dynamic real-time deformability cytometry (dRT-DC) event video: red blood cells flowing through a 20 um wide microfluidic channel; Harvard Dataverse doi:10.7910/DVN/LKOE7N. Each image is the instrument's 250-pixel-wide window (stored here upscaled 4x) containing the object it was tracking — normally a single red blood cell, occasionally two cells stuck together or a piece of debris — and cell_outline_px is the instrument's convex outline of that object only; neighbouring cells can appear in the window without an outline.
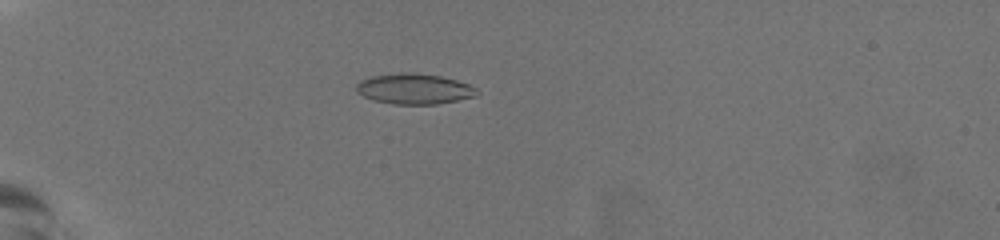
{"species": "common noctule bat (a hibernating species)", "species_latin": "Nyctalus noctula", "temperature_condition": "warm", "stored_images_in_passage": 43, "camera_frame_rate_fps": 3000, "um_per_image_px": 0.085, "animal": {"sex": "female", "body_mass_g": 19.5, "forearm_length_mm": 54.1}, "frame": {"image": 1, "passage_image": 4, "time_ms": 1.0, "image_size_px": [1000, 240], "cell_outline_px": [[480, 92], [476, 96], [436, 104], [392, 104], [372, 100], [356, 92], [356, 84], [360, 80], [372, 76], [400, 72], [416, 72], [440, 76], [456, 80], [468, 84], [476, 88]], "centroid_in_image_um": [35.19, 7.55], "position_along_channel_um": 49.8, "area_um2": 21.56}}
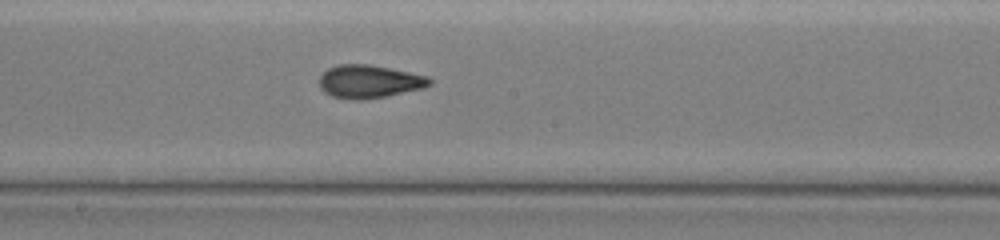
{"frame": {"image": 2, "passage_image": 20, "time_ms": 6.333, "image_size_px": [1000, 240], "cell_outline_px": [[432, 84], [424, 88], [388, 96], [360, 100], [348, 100], [332, 96], [324, 92], [320, 88], [320, 76], [328, 68], [340, 64], [368, 64], [428, 76], [432, 80]], "centroid_in_image_um": [31.39, 6.94], "position_along_channel_um": 216.8, "area_um2": 21.33}}
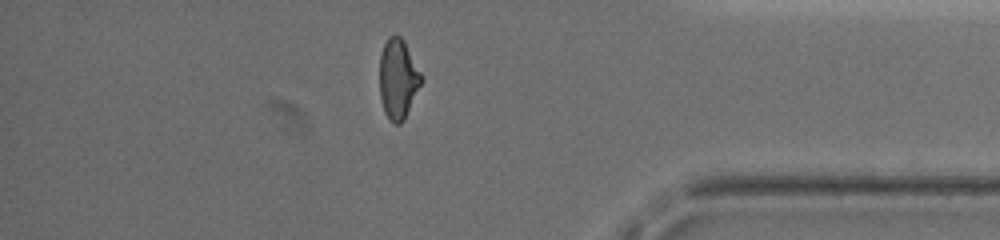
{"frame": {"image": 3, "passage_image": 36, "time_ms": 11.667, "image_size_px": [1000, 240], "cell_outline_px": [[424, 80], [404, 120], [400, 124], [396, 124], [384, 112], [380, 96], [380, 52], [388, 36], [400, 36], [404, 40], [424, 76]], "centroid_in_image_um": [33.87, 6.69], "position_along_channel_um": 401.3, "area_um2": 19.65}, "authors_computed_cell_mechanics": {"area_um2": 20.2878, "velocity_mm_per_s": 3.8296, "shape_relaxation_time_tau1_ms": null, "shape_relaxation_time_tau2_ms": 1.5844, "deformation_change_tau1": null, "deformation_change_tau2": 0.086}}